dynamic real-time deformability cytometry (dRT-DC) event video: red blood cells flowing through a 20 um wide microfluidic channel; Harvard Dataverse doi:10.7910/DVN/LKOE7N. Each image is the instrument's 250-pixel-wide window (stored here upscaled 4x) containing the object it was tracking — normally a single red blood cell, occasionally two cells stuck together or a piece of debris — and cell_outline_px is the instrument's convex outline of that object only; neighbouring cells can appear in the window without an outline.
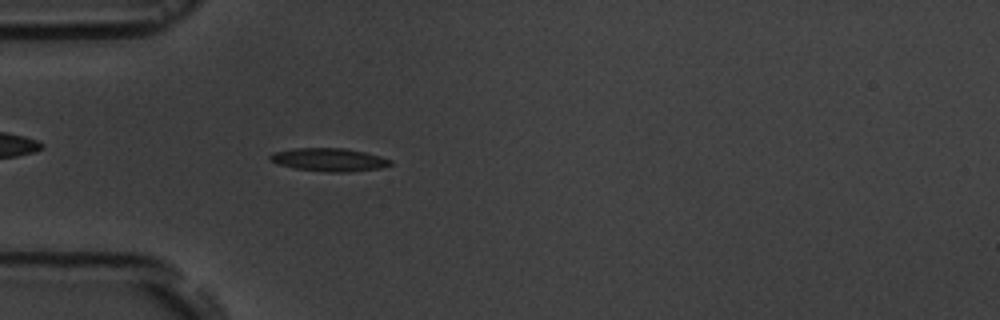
{"species": "common noctule bat (a hibernating species)", "species_latin": "Nyctalus noctula", "temperature_condition": "room temperature", "stored_images_in_passage": 4, "camera_frame_rate_fps": 3000, "um_per_image_px": 0.085, "animal": {"sex": "male", "body_mass_g": 19.5, "forearm_length_mm": 54.6}, "frame": {"image": 1, "passage_image": 4, "time_ms": 4.333, "image_size_px": [1000, 320], "cell_outline_px": [[392, 164], [380, 168], [348, 172], [328, 172], [296, 168], [280, 164], [268, 160], [268, 156], [272, 152], [296, 148], [344, 148], [364, 152], [380, 156], [392, 160]], "centroid_in_image_um": [27.96, 13.57], "position_along_channel_um": 57.0, "area_um2": 16.13}}